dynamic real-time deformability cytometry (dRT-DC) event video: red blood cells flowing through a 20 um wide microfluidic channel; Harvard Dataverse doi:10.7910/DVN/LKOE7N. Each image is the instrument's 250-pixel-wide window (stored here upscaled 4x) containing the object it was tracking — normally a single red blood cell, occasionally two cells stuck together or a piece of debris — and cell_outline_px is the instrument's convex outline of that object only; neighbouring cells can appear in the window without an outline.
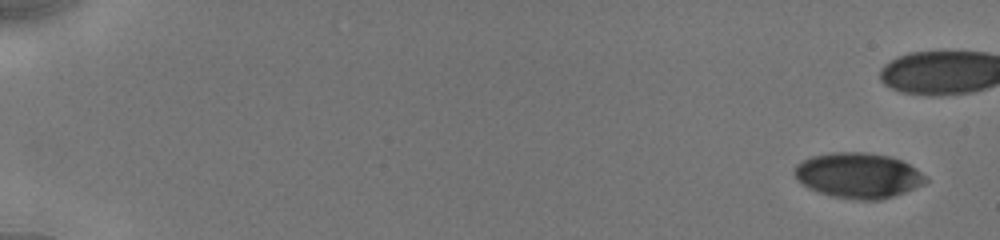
{"species": "human", "species_latin": "Homo sapiens", "temperature_condition": "cold", "stored_images_in_passage": 35, "segment_of_instrument_passage": [1, 2], "camera_frame_rate_fps": 3000, "um_per_image_px": 0.085, "donor": {"sex": "male"}, "frame": {"image": 1, "passage_image": 1, "time_ms": 0.0, "image_size_px": [1000, 240], "cell_outline_px": [[928, 180], [924, 184], [904, 192], [880, 200], [856, 200], [832, 196], [808, 188], [792, 172], [796, 164], [812, 156], [832, 152], [864, 152], [892, 156], [916, 168]], "centroid_in_image_um": [72.95, 14.91], "position_along_channel_um": 12.1, "area_um2": 34.45}}
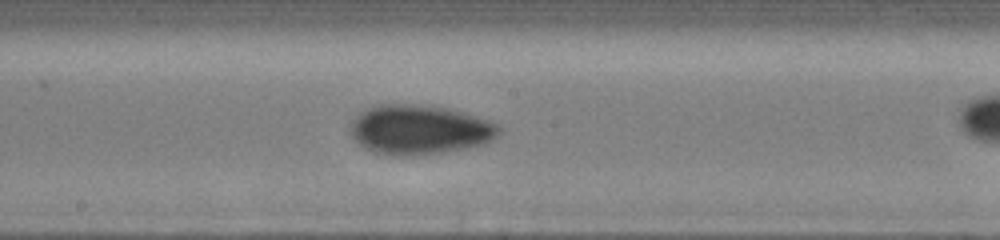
{"frame": {"image": 2, "passage_image": 26, "time_ms": 9.667, "image_size_px": [1000, 240], "cell_outline_px": [[500, 132], [492, 140], [484, 144], [464, 148], [440, 152], [412, 156], [392, 156], [372, 152], [364, 148], [348, 132], [348, 128], [352, 120], [356, 116], [368, 108], [384, 104], [420, 104], [448, 108], [464, 112], [500, 124]], "centroid_in_image_um": [35.64, 11.02], "position_along_channel_um": 212.6, "area_um2": 43.12}}
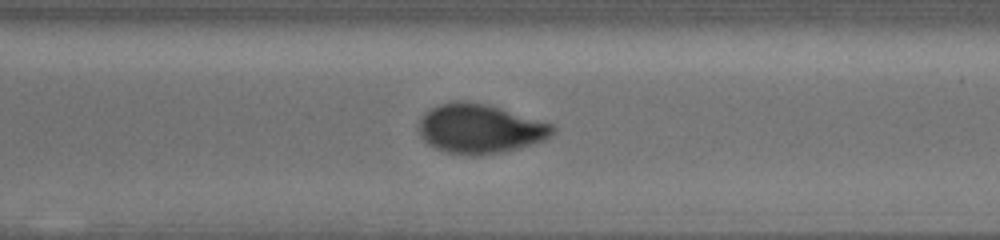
{"frame": {"image": 3, "passage_image": 33, "time_ms": 12.667, "image_size_px": [1000, 240], "cell_outline_px": [[556, 132], [544, 140], [516, 148], [500, 152], [480, 156], [472, 156], [448, 152], [432, 148], [420, 136], [420, 120], [424, 112], [440, 104], [456, 100], [464, 100], [488, 104], [552, 124], [556, 128]], "centroid_in_image_um": [40.78, 10.94], "position_along_channel_um": 329.8, "area_um2": 38.44}}